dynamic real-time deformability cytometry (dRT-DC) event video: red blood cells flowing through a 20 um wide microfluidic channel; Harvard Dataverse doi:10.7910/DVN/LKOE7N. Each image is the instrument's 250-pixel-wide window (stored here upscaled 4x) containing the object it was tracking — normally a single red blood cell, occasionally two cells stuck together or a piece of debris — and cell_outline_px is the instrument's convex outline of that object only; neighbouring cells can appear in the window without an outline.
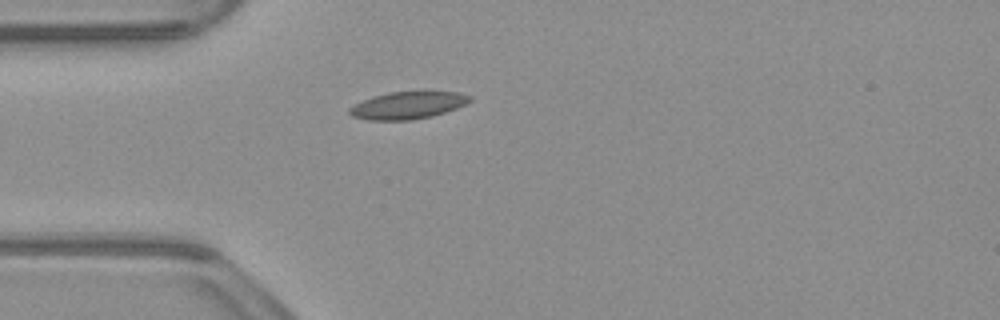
{"species": "common noctule bat (a hibernating species)", "species_latin": "Nyctalus noctula", "temperature_condition": "warm", "stored_images_in_passage": 33, "camera_frame_rate_fps": 3000, "um_per_image_px": 0.085, "animal": {"sex": "male", "body_mass_g": 23.1, "forearm_length_mm": 52.7}, "frame": {"image": 1, "passage_image": 1, "time_ms": 0.0, "image_size_px": [1000, 320], "cell_outline_px": [[472, 100], [456, 108], [432, 116], [412, 120], [368, 120], [352, 116], [348, 112], [348, 108], [372, 96], [388, 92], [420, 88], [428, 88], [460, 92], [472, 96]], "centroid_in_image_um": [34.73, 8.88], "position_along_channel_um": 50.3, "area_um2": 20.17}}
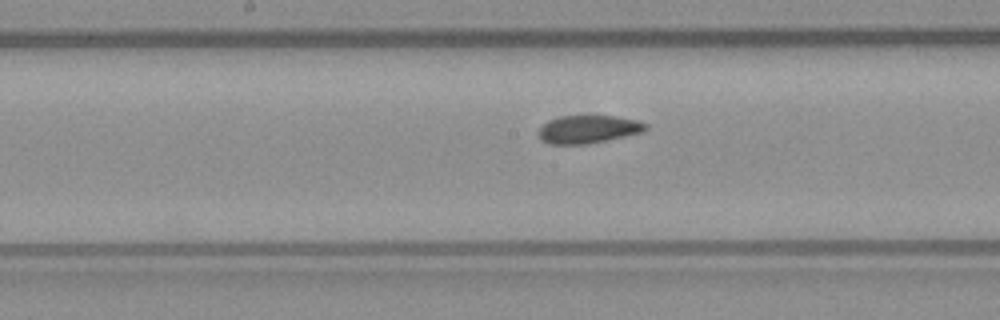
{"frame": {"image": 2, "passage_image": 13, "time_ms": 4.0, "image_size_px": [1000, 320], "cell_outline_px": [[648, 128], [640, 132], [624, 136], [588, 144], [548, 144], [540, 140], [536, 132], [548, 120], [560, 116], [616, 116], [640, 120], [648, 124]], "centroid_in_image_um": [49.97, 10.98], "position_along_channel_um": 198.2, "area_um2": 17.57}}
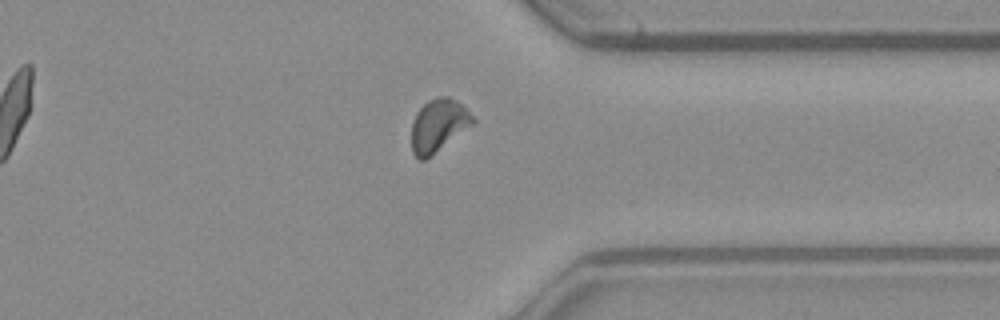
{"frame": {"image": 3, "passage_image": 27, "time_ms": 8.667, "image_size_px": [1000, 320], "cell_outline_px": [[476, 120], [472, 124], [432, 156], [424, 160], [420, 160], [412, 152], [412, 120], [416, 112], [428, 100], [436, 96], [448, 96], [456, 100]], "centroid_in_image_um": [37.23, 10.66], "position_along_channel_um": 374.2, "area_um2": 18.67}, "authors_computed_cell_mechanics": {"area_um2": 18.2648, "velocity_mm_per_s": 3.8971, "shape_relaxation_time_tau1_ms": null, "shape_relaxation_time_tau2_ms": 2.5342, "deformation_change_tau1": null, "deformation_change_tau2": 0.0381}}